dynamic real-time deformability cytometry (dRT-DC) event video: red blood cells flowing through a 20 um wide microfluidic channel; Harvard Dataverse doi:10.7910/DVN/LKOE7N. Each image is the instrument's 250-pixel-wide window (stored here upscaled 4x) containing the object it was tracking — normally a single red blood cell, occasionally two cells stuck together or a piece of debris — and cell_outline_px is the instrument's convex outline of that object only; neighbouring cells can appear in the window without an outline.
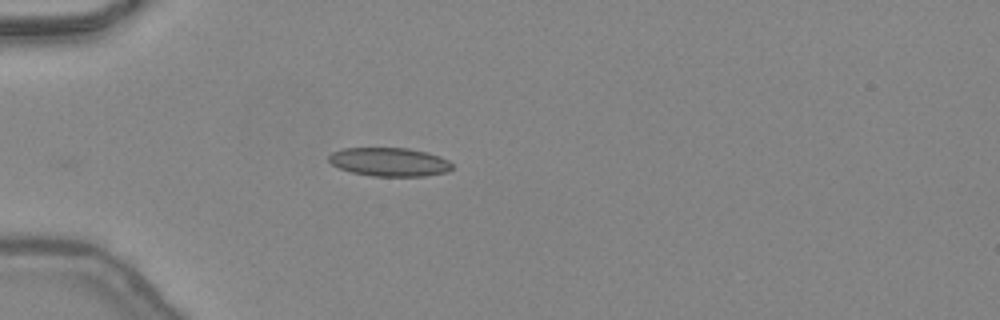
{"species": "common noctule bat (a hibernating species)", "species_latin": "Nyctalus noctula", "temperature_condition": "warm", "stored_images_in_passage": 32, "camera_frame_rate_fps": 3000, "um_per_image_px": 0.085, "animal": {"sex": "female", "body_mass_g": 24.6, "forearm_length_mm": 56.2}, "frame": {"image": 1, "passage_image": 1, "time_ms": 0.0, "image_size_px": [1000, 320], "cell_outline_px": [[452, 168], [448, 172], [424, 176], [372, 176], [352, 172], [340, 168], [332, 164], [328, 160], [328, 156], [332, 152], [344, 148], [408, 148], [428, 152], [440, 156], [448, 160], [452, 164]], "centroid_in_image_um": [33.12, 13.76], "position_along_channel_um": 51.9, "area_um2": 20.63}}
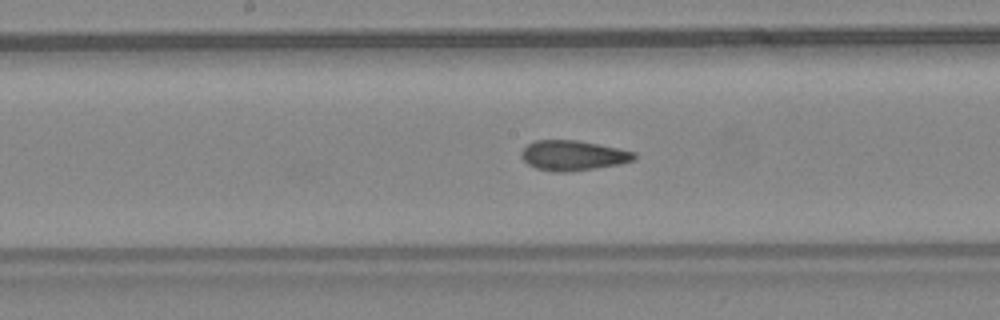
{"frame": {"image": 2, "passage_image": 12, "time_ms": 3.667, "image_size_px": [1000, 320], "cell_outline_px": [[636, 160], [620, 164], [568, 172], [556, 172], [536, 168], [528, 164], [520, 156], [520, 152], [528, 144], [536, 140], [576, 140], [600, 144], [636, 152]], "centroid_in_image_um": [48.72, 13.21], "position_along_channel_um": 199.5, "area_um2": 19.83}}
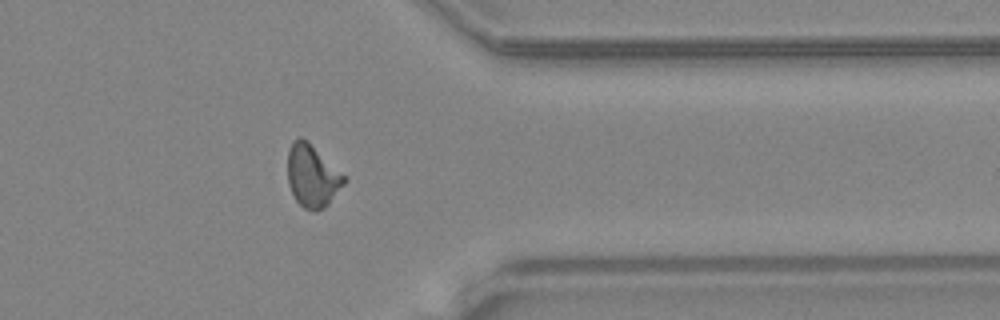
{"frame": {"image": 3, "passage_image": 25, "time_ms": 8.0, "image_size_px": [1000, 320], "cell_outline_px": [[344, 184], [328, 204], [324, 208], [316, 212], [304, 208], [296, 200], [288, 184], [288, 152], [292, 140], [300, 136], [308, 140], [344, 176]], "centroid_in_image_um": [26.51, 14.94], "position_along_channel_um": 384.9, "area_um2": 20.35}, "authors_computed_cell_mechanics": {"area_um2": 19.8254, "velocity_mm_per_s": 4.47, "shape_relaxation_time_tau1_ms": null, "shape_relaxation_time_tau2_ms": 1.8796, "deformation_change_tau1": null, "deformation_change_tau2": 0.0808}}